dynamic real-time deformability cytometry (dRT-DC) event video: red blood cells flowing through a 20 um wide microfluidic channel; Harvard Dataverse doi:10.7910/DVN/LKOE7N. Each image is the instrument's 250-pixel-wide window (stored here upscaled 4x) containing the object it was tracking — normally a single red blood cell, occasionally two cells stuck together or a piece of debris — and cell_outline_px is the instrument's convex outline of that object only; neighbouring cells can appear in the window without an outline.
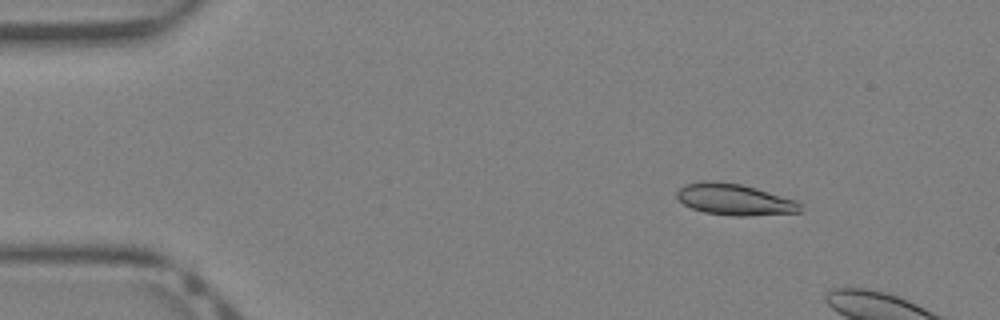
{"species": "Egyptian fruit bat (a non-hibernating species)", "species_latin": "Rousettus aegyptiacus", "temperature_condition": "warm", "stored_images_in_passage": 7, "camera_frame_rate_fps": 3000, "um_per_image_px": 0.085, "animal": {"sex": "female"}, "frame": {"image": 1, "passage_image": 3, "time_ms": 0.667, "image_size_px": [1000, 320], "cell_outline_px": [[800, 212], [748, 216], [732, 216], [704, 212], [692, 208], [684, 204], [676, 196], [676, 192], [684, 184], [704, 180], [716, 180], [740, 184], [756, 188], [796, 200], [800, 204]], "centroid_in_image_um": [62.4, 16.95], "position_along_channel_um": 22.6, "area_um2": 22.6}}